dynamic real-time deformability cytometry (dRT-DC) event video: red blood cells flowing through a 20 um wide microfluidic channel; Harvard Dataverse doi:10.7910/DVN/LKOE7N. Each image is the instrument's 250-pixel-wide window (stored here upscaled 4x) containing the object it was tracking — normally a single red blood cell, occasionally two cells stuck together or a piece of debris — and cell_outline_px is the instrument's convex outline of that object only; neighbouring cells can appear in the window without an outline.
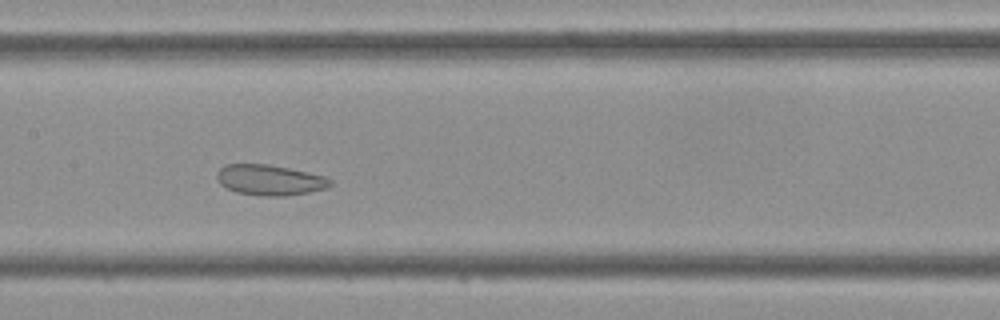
{"species": "Egyptian fruit bat (a non-hibernating species)", "species_latin": "Rousettus aegyptiacus", "temperature_condition": "cold", "stored_images_in_passage": 34, "camera_frame_rate_fps": 3000, "um_per_image_px": 0.085, "frame": {"image": 1, "passage_image": 10, "time_ms": 3.0, "image_size_px": [1000, 320], "cell_outline_px": [[332, 184], [324, 188], [308, 192], [288, 196], [260, 196], [236, 192], [220, 184], [216, 176], [216, 172], [224, 164], [268, 164], [288, 168], [324, 176], [332, 180]], "centroid_in_image_um": [22.89, 15.3], "position_along_channel_um": 184.5, "area_um2": 20.11}}
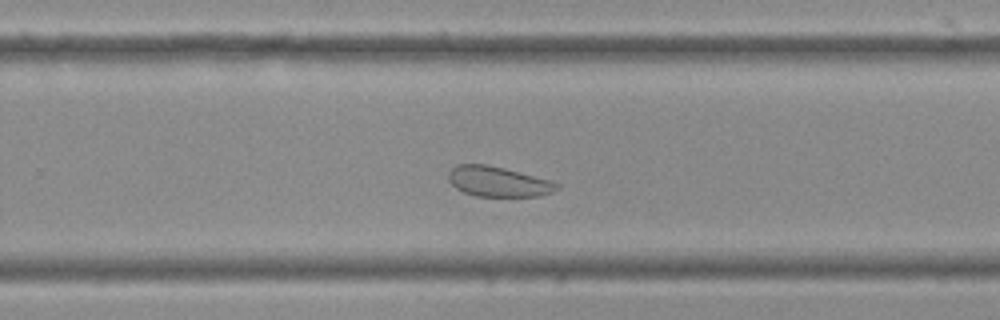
{"frame": {"image": 2, "passage_image": 17, "time_ms": 5.333, "image_size_px": [1000, 320], "cell_outline_px": [[560, 188], [552, 192], [536, 196], [476, 196], [464, 192], [456, 188], [448, 180], [448, 172], [456, 164], [484, 164], [504, 168], [548, 180], [560, 184]], "centroid_in_image_um": [42.31, 15.43], "position_along_channel_um": 287.5, "area_um2": 18.84}}
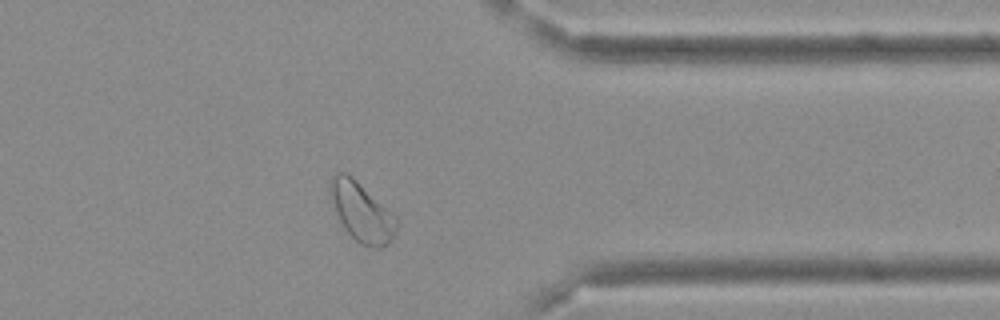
{"frame": {"image": 3, "passage_image": 24, "time_ms": 7.667, "image_size_px": [1000, 320], "cell_outline_px": [[400, 224], [392, 240], [388, 244], [380, 248], [372, 248], [360, 244], [344, 228], [336, 212], [328, 192], [328, 188], [332, 176], [336, 172], [348, 172], [396, 216]], "centroid_in_image_um": [30.75, 18.01], "position_along_channel_um": 380.6, "area_um2": 23.12}}